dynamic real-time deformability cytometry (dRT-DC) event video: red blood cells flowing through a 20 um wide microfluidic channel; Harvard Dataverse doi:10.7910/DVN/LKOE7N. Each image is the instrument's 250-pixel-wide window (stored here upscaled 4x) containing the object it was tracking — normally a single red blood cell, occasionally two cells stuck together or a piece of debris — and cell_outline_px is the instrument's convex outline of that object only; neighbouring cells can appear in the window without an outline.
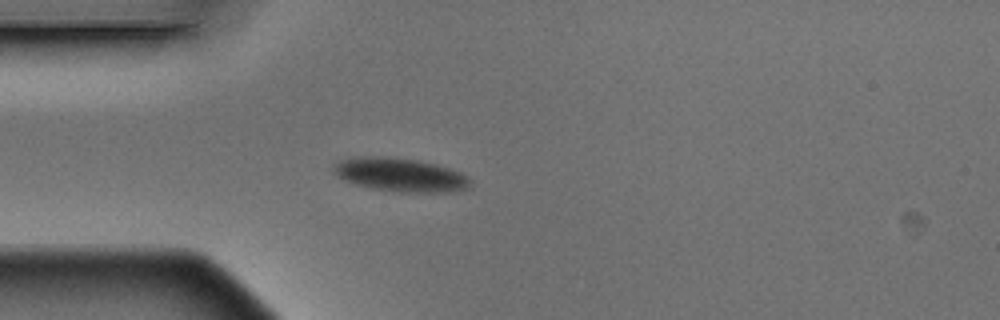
{"species": "Egyptian fruit bat (a non-hibernating species)", "species_latin": "Rousettus aegyptiacus", "temperature_condition": "warm", "stored_images_in_passage": 3, "camera_frame_rate_fps": 3000, "um_per_image_px": 0.085, "animal": {"sex": "male"}, "frame": {"image": 1, "passage_image": 3, "time_ms": 0.667, "image_size_px": [1000, 320], "cell_outline_px": [[472, 188], [452, 192], [400, 192], [372, 188], [356, 184], [344, 180], [336, 176], [332, 172], [332, 168], [340, 160], [352, 156], [384, 156], [416, 160], [436, 164], [460, 172], [468, 176], [472, 180]], "centroid_in_image_um": [34.04, 14.86], "position_along_channel_um": 51.0, "area_um2": 27.11}}